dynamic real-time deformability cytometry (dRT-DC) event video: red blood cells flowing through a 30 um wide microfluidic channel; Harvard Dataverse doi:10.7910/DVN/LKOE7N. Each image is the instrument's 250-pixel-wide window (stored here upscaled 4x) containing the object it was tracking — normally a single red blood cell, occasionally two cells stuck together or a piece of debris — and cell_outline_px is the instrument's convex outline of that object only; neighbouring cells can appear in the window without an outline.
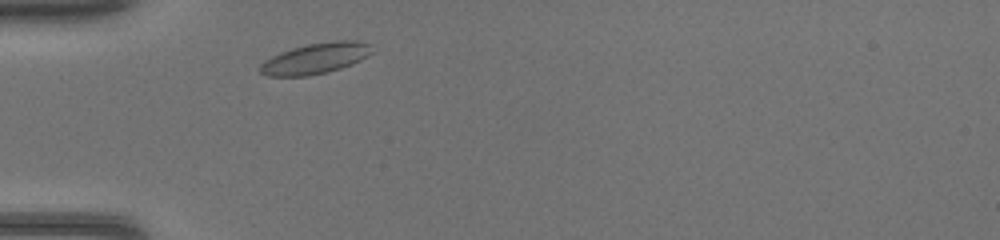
{"species": "common noctule bat (a hibernating species)", "species_latin": "Nyctalus noctula", "temperature_condition": "warm", "stored_images_in_passage": 28, "camera_frame_rate_fps": 3000, "um_per_image_px": 0.085, "animal": {"sex": "female", "body_mass_g": 17.0, "forearm_length_mm": 48.0}, "frame": {"image": 1, "passage_image": 2, "time_ms": 0.333, "image_size_px": [1000, 240], "cell_outline_px": [[372, 52], [368, 56], [352, 64], [340, 68], [308, 76], [268, 76], [260, 72], [260, 64], [264, 60], [280, 52], [292, 48], [308, 44], [336, 40], [356, 40], [372, 44]], "centroid_in_image_um": [26.83, 4.95], "position_along_channel_um": 58.2, "area_um2": 20.06}}
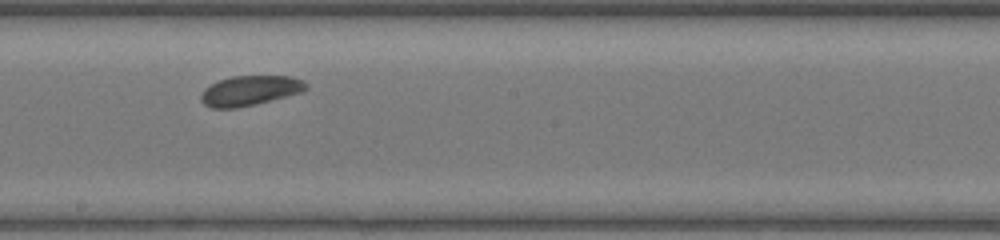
{"frame": {"image": 2, "passage_image": 14, "time_ms": 4.333, "image_size_px": [1000, 240], "cell_outline_px": [[308, 88], [304, 92], [256, 104], [236, 108], [212, 108], [204, 104], [200, 100], [200, 96], [204, 88], [220, 80], [232, 76], [292, 76], [304, 80], [308, 84]], "centroid_in_image_um": [21.29, 7.7], "position_along_channel_um": 226.9, "area_um2": 18.5}}
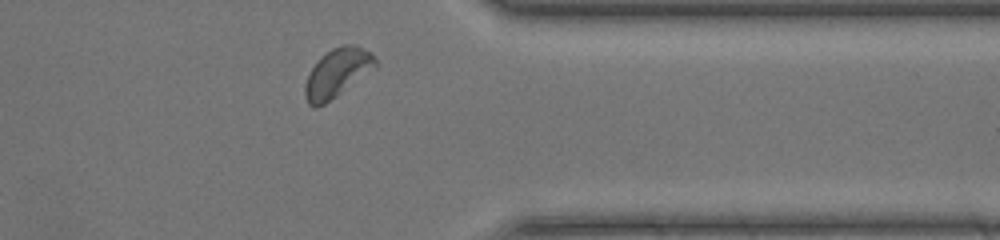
{"frame": {"image": 3, "passage_image": 25, "time_ms": 8.0, "image_size_px": [1000, 240], "cell_outline_px": [[376, 68], [336, 96], [324, 104], [316, 108], [308, 104], [304, 96], [304, 84], [312, 68], [332, 48], [344, 44], [356, 44], [376, 56]], "centroid_in_image_um": [28.68, 6.2], "position_along_channel_um": 382.7, "area_um2": 19.71}}